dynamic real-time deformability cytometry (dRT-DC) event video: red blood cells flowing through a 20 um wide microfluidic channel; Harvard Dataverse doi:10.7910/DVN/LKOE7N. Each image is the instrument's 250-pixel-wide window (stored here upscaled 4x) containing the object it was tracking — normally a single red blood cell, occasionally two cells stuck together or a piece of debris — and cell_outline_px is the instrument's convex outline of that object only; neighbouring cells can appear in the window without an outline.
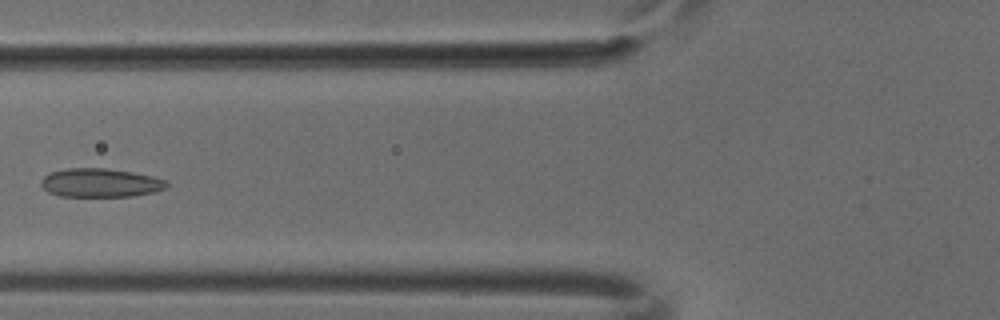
{"species": "common noctule bat (a hibernating species)", "species_latin": "Nyctalus noctula", "temperature_condition": "cold", "stored_images_in_passage": 5, "camera_frame_rate_fps": 3000, "um_per_image_px": 0.085, "animal": {"sex": "male", "body_mass_g": 18.8}, "frame": {"image": 1, "passage_image": 5, "time_ms": 1.333, "image_size_px": [1000, 320], "cell_outline_px": [[168, 184], [164, 188], [152, 192], [132, 196], [60, 196], [48, 192], [40, 184], [40, 180], [44, 176], [52, 172], [68, 168], [104, 168], [132, 172], [152, 176], [168, 180]], "centroid_in_image_um": [8.52, 15.53], "position_along_channel_um": 117.3, "area_um2": 20.87}}